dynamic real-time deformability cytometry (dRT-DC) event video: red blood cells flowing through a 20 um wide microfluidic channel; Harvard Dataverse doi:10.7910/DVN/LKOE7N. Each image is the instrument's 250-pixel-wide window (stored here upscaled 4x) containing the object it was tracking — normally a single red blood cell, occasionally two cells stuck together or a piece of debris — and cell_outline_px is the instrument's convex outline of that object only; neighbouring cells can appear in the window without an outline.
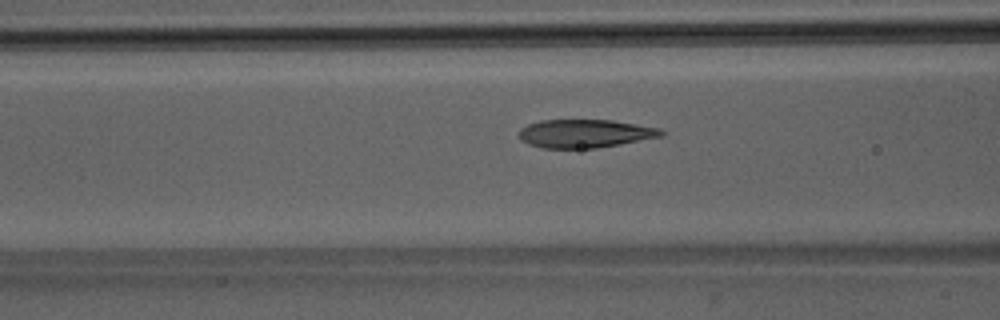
{"species": "Egyptian fruit bat (a non-hibernating species)", "species_latin": "Rousettus aegyptiacus", "temperature_condition": "room temperature", "stored_images_in_passage": 50, "camera_frame_rate_fps": 3000, "um_per_image_px": 0.085, "animal": {"sex": "male"}, "frame": {"image": 1, "passage_image": 20, "time_ms": 6.333, "image_size_px": [1000, 320], "cell_outline_px": [[668, 132], [664, 136], [620, 144], [596, 148], [540, 148], [528, 144], [520, 140], [516, 136], [520, 128], [528, 124], [540, 120], [612, 120], [660, 128]], "centroid_in_image_um": [49.71, 11.35], "position_along_channel_um": 116.9, "area_um2": 23.81}}
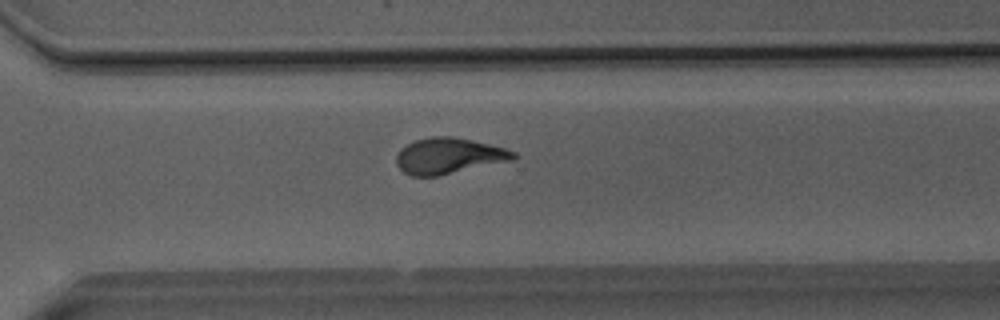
{"frame": {"image": 2, "passage_image": 36, "time_ms": 11.667, "image_size_px": [1000, 320], "cell_outline_px": [[516, 156], [512, 160], [436, 176], [412, 176], [404, 172], [396, 164], [396, 156], [400, 148], [416, 140], [432, 136], [452, 136], [472, 140], [504, 148], [516, 152]], "centroid_in_image_um": [38.11, 13.24], "position_along_channel_um": 332.5, "area_um2": 24.22}}
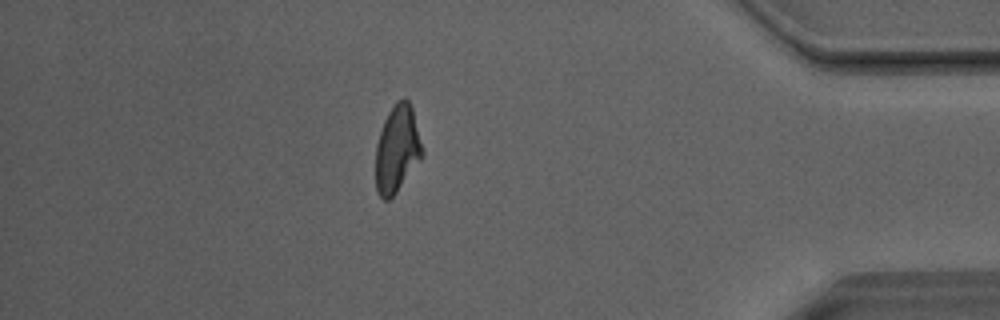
{"frame": {"image": 3, "passage_image": 44, "time_ms": 14.333, "image_size_px": [1000, 320], "cell_outline_px": [[424, 156], [396, 192], [388, 200], [384, 200], [376, 192], [376, 144], [384, 120], [388, 112], [396, 100], [404, 96], [408, 100], [412, 108], [424, 152]], "centroid_in_image_um": [33.76, 12.65], "position_along_channel_um": 401.4, "area_um2": 23.76}, "authors_computed_cell_mechanics": {"area_um2": 24.2471, "velocity_mm_per_s": 4.0517, "shape_relaxation_time_tau1_ms": 4.2656, "shape_relaxation_time_tau2_ms": 1.8844, "deformation_change_tau1": 0.1756, "deformation_change_tau2": 0.0457}}